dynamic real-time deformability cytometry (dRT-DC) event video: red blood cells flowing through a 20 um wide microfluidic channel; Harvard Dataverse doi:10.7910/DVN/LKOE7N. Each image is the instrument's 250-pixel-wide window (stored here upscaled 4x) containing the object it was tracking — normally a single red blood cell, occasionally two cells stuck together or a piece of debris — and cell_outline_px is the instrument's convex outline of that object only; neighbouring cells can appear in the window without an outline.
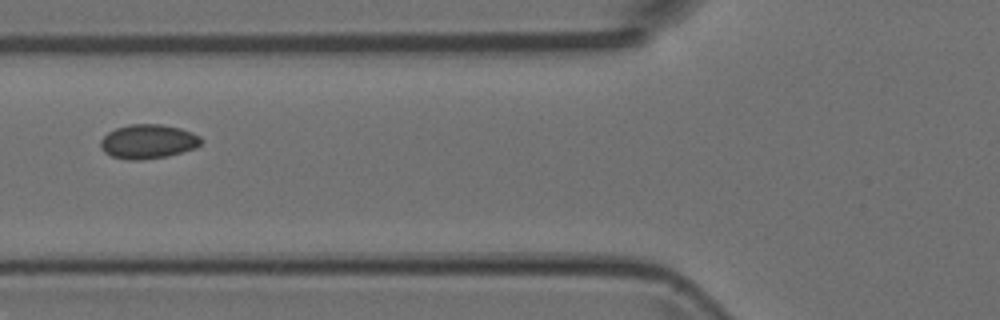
{"species": "Egyptian fruit bat (a non-hibernating species)", "species_latin": "Rousettus aegyptiacus", "temperature_condition": "room temperature", "stored_images_in_passage": 5, "camera_frame_rate_fps": 3000, "um_per_image_px": 0.085, "animal": {"sex": "female"}, "frame": {"image": 1, "passage_image": 5, "time_ms": 1.333, "image_size_px": [1000, 320], "cell_outline_px": [[204, 140], [196, 148], [168, 156], [140, 160], [128, 160], [112, 156], [104, 152], [100, 148], [100, 140], [108, 132], [116, 128], [128, 124], [160, 124], [180, 128], [192, 132], [200, 136]], "centroid_in_image_um": [12.59, 12.03], "position_along_channel_um": 113.2, "area_um2": 20.23}}